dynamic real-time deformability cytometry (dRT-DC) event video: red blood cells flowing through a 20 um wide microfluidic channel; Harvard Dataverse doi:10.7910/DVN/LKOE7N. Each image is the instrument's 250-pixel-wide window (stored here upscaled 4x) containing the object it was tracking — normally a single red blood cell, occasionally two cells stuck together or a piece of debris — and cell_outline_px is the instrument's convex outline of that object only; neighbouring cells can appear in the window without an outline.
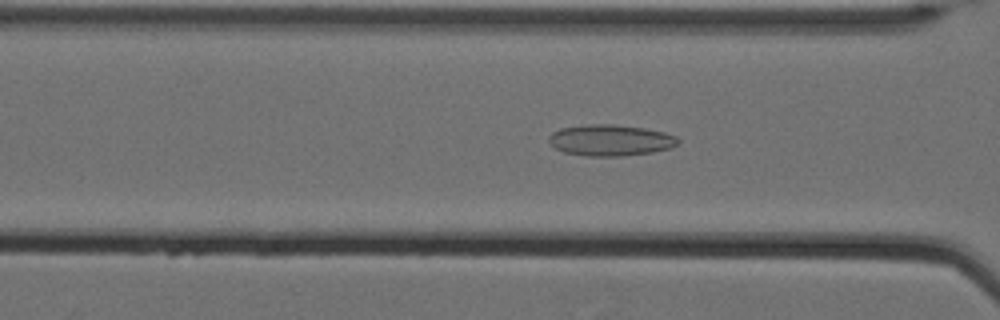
{"species": "Egyptian fruit bat (a non-hibernating species)", "species_latin": "Rousettus aegyptiacus", "temperature_condition": "cold", "stored_images_in_passage": 61, "camera_frame_rate_fps": 3000, "um_per_image_px": 0.085, "animal": {"sex": "female"}, "frame": {"image": 1, "passage_image": 28, "time_ms": 9.0, "image_size_px": [1000, 320], "cell_outline_px": [[680, 144], [672, 148], [652, 152], [620, 156], [588, 156], [564, 152], [556, 148], [548, 140], [548, 136], [552, 132], [560, 128], [588, 124], [612, 124], [644, 128], [664, 132], [676, 136], [680, 140]], "centroid_in_image_um": [51.91, 11.91], "position_along_channel_um": 114.7, "area_um2": 23.58}}
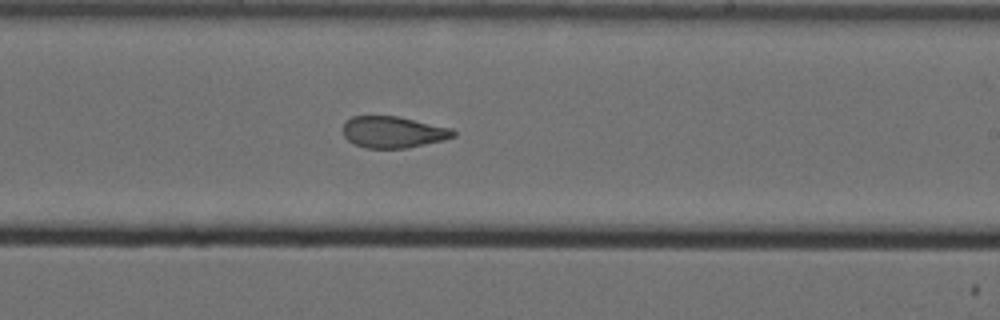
{"frame": {"image": 2, "passage_image": 40, "time_ms": 13.0, "image_size_px": [1000, 320], "cell_outline_px": [[456, 136], [444, 140], [408, 148], [368, 148], [356, 144], [348, 140], [344, 136], [344, 124], [352, 116], [396, 116], [452, 128], [456, 132]], "centroid_in_image_um": [33.46, 11.23], "position_along_channel_um": 255.5, "area_um2": 20.11}}
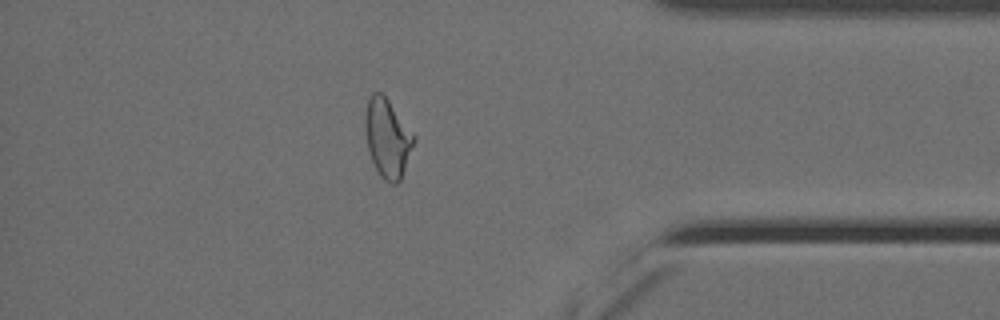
{"frame": {"image": 3, "passage_image": 54, "time_ms": 17.667, "image_size_px": [1000, 320], "cell_outline_px": [[416, 140], [400, 180], [396, 184], [392, 184], [384, 180], [380, 176], [372, 160], [368, 148], [364, 124], [364, 116], [368, 100], [372, 92], [380, 92], [388, 100], [416, 136]], "centroid_in_image_um": [32.94, 11.74], "position_along_channel_um": 402.3, "area_um2": 22.2}, "authors_computed_cell_mechanics": {"area_um2": 23.5824, "velocity_mm_per_s": 3.5074, "shape_relaxation_time_tau1_ms": null, "shape_relaxation_time_tau2_ms": 2.1452, "deformation_change_tau1": null, "deformation_change_tau2": 0.0975}}